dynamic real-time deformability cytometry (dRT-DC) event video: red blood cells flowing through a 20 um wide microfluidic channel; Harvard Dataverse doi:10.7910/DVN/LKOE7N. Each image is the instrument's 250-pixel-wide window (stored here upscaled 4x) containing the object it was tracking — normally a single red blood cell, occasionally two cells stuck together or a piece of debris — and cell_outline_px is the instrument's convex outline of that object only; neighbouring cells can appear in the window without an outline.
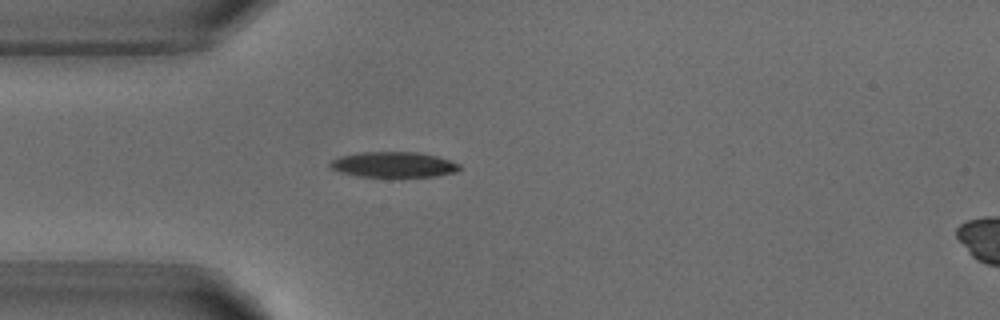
{"species": "common noctule bat (a hibernating species)", "species_latin": "Nyctalus noctula", "temperature_condition": "warm", "stored_images_in_passage": 1, "camera_frame_rate_fps": 3000, "um_per_image_px": 0.085, "animal": {"sex": "male", "body_mass_g": 18.8}, "frame": {"image": 1, "passage_image": 1, "time_ms": 0.0, "image_size_px": [1000, 320], "cell_outline_px": [[460, 168], [456, 172], [436, 176], [360, 176], [340, 172], [332, 168], [328, 164], [332, 160], [340, 156], [360, 152], [416, 152], [436, 156], [460, 164]], "centroid_in_image_um": [33.44, 13.98], "position_along_channel_um": 51.6, "area_um2": 18.9}}